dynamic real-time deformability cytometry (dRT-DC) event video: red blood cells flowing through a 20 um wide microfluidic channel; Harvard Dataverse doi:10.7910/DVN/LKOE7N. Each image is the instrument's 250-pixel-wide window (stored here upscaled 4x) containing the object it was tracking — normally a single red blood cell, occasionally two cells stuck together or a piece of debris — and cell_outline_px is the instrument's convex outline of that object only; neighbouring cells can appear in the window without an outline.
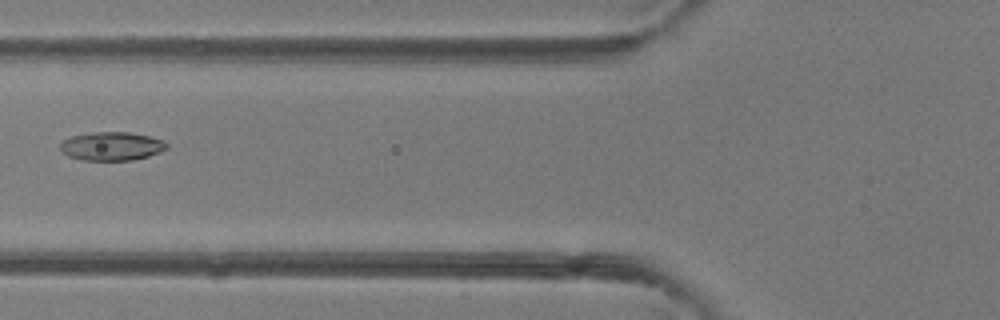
{"species": "common noctule bat (a hibernating species)", "species_latin": "Nyctalus noctula", "temperature_condition": "room temperature", "stored_images_in_passage": 3, "camera_frame_rate_fps": 3000, "um_per_image_px": 0.085, "animal": {"sex": "female"}, "frame": {"image": 1, "passage_image": 3, "time_ms": 2.333, "image_size_px": [1000, 320], "cell_outline_px": [[168, 148], [160, 152], [148, 156], [132, 160], [84, 160], [68, 156], [60, 148], [60, 144], [64, 140], [72, 136], [92, 132], [128, 132], [148, 136], [164, 140], [168, 144]], "centroid_in_image_um": [9.52, 12.42], "position_along_channel_um": 116.3, "area_um2": 17.63}}